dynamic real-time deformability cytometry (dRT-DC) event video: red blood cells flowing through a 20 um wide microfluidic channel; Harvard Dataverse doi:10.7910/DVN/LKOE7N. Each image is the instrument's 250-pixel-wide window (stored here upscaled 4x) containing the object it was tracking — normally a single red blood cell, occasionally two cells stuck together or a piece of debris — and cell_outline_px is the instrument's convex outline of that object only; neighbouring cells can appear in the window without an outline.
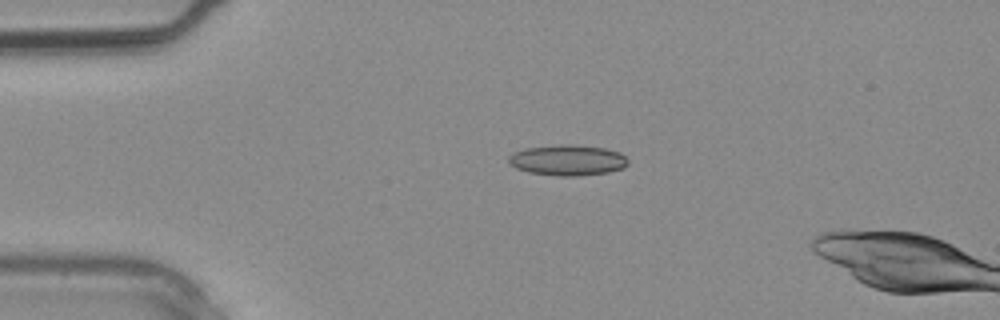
{"species": "common noctule bat (a hibernating species)", "species_latin": "Nyctalus noctula", "temperature_condition": "warm", "stored_images_in_passage": 2, "camera_frame_rate_fps": 3000, "um_per_image_px": 0.085, "animal": {"sex": "male", "body_mass_g": 20.4}, "frame": {"image": 1, "passage_image": 1, "time_ms": 0.0, "image_size_px": [1000, 320], "cell_outline_px": [[628, 164], [624, 168], [608, 172], [580, 176], [560, 176], [528, 172], [516, 168], [508, 164], [508, 156], [512, 152], [528, 148], [560, 144], [572, 144], [604, 148], [620, 152], [628, 160]], "centroid_in_image_um": [48.24, 13.61], "position_along_channel_um": 36.8, "area_um2": 21.5}}